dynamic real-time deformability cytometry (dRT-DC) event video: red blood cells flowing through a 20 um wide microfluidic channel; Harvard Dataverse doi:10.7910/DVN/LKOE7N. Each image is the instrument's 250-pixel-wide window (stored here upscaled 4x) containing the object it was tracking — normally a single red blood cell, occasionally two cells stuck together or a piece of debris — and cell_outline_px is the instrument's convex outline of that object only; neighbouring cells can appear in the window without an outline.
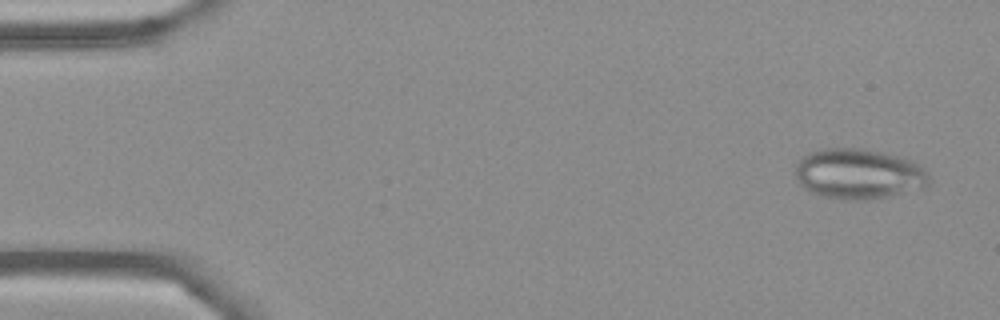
{"species": "Egyptian fruit bat (a non-hibernating species)", "species_latin": "Rousettus aegyptiacus", "temperature_condition": "cold", "stored_images_in_passage": 5, "camera_frame_rate_fps": 3000, "um_per_image_px": 0.085, "frame": {"image": 1, "passage_image": 1, "time_ms": 0.0, "image_size_px": [1000, 320], "cell_outline_px": [[928, 184], [924, 188], [868, 200], [840, 200], [820, 196], [804, 188], [800, 184], [792, 172], [796, 164], [808, 152], [820, 148], [864, 148], [884, 152], [900, 156], [912, 160], [920, 164], [924, 168], [928, 176]], "centroid_in_image_um": [72.95, 14.77], "position_along_channel_um": 12.0, "area_um2": 39.88}}